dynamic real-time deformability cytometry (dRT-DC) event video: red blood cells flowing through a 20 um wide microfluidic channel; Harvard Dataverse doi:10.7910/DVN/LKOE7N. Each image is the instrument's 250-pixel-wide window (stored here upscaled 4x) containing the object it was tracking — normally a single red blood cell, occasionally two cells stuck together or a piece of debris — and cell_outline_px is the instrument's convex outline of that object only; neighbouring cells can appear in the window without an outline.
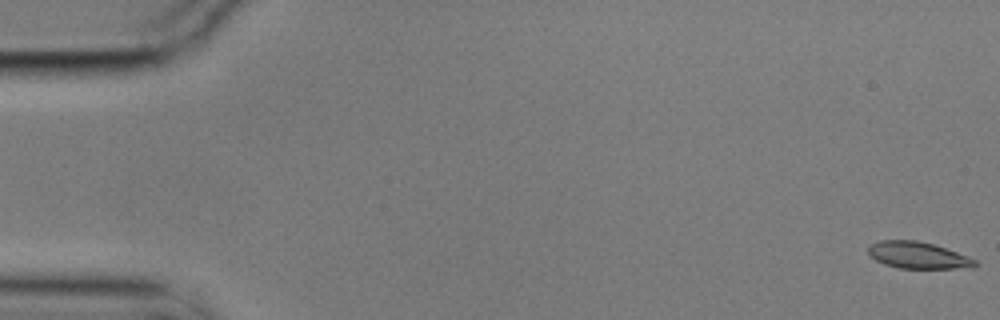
{"species": "common noctule bat (a hibernating species)", "species_latin": "Nyctalus noctula", "temperature_condition": "cold", "stored_images_in_passage": 57, "camera_frame_rate_fps": 3000, "um_per_image_px": 0.085, "animal": {"sex": "male", "body_mass_g": 17.9}, "frame": {"image": 1, "passage_image": 1, "time_ms": 0.0, "image_size_px": [1000, 320], "cell_outline_px": [[980, 264], [972, 268], [900, 268], [884, 264], [868, 256], [868, 248], [872, 244], [880, 240], [916, 240], [932, 244], [968, 256], [976, 260]], "centroid_in_image_um": [78.03, 21.7], "position_along_channel_um": 7.0, "area_um2": 16.59}}
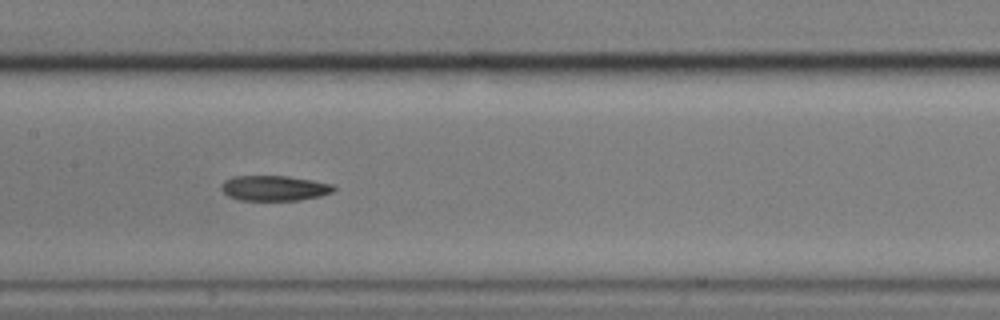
{"frame": {"image": 2, "passage_image": 28, "time_ms": 9.0, "image_size_px": [1000, 320], "cell_outline_px": [[336, 188], [332, 192], [320, 196], [300, 200], [240, 200], [228, 196], [220, 188], [220, 184], [224, 180], [232, 176], [288, 176], [312, 180], [332, 184]], "centroid_in_image_um": [23.29, 15.99], "position_along_channel_um": 184.1, "area_um2": 16.59}}
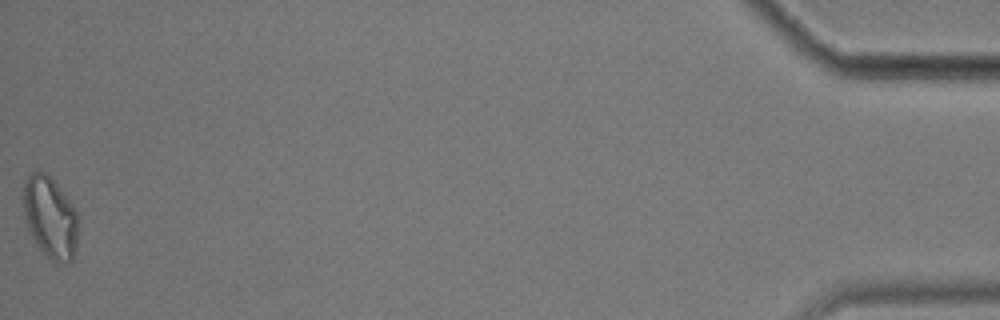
{"frame": {"image": 3, "passage_image": 57, "time_ms": 18.667, "image_size_px": [1000, 320], "cell_outline_px": [[80, 220], [76, 248], [72, 260], [52, 260], [40, 248], [32, 236], [28, 228], [24, 216], [24, 184], [28, 172], [44, 172], [56, 184], [72, 204], [80, 216]], "centroid_in_image_um": [4.29, 18.45], "position_along_channel_um": 430.9, "area_um2": 25.78}}